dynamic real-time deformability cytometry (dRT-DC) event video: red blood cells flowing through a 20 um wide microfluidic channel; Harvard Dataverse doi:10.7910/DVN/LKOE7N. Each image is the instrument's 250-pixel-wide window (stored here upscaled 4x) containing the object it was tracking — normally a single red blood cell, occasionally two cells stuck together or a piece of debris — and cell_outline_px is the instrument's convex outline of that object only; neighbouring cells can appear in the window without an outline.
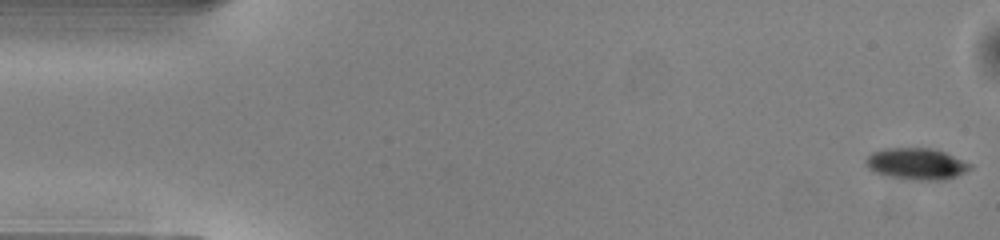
{"species": "common noctule bat (a hibernating species)", "species_latin": "Nyctalus noctula", "temperature_condition": "warm", "stored_images_in_passage": 50, "camera_frame_rate_fps": 3000, "um_per_image_px": 0.085, "animal": {"sex": "male", "body_mass_g": 13.0, "forearm_length_mm": 53.1}, "frame": {"image": 1, "passage_image": 1, "time_ms": 0.0, "image_size_px": [1000, 240], "cell_outline_px": [[972, 168], [956, 176], [944, 180], [920, 180], [888, 176], [876, 172], [868, 168], [864, 160], [872, 152], [884, 148], [932, 148], [944, 152], [972, 164]], "centroid_in_image_um": [77.89, 13.92], "position_along_channel_um": 7.1, "area_um2": 19.02}}
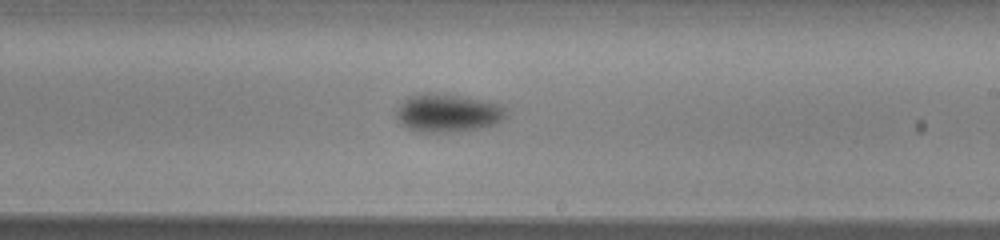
{"frame": {"image": 2, "passage_image": 29, "time_ms": 9.333, "image_size_px": [1000, 240], "cell_outline_px": [[508, 116], [504, 120], [496, 124], [484, 128], [456, 132], [420, 132], [408, 128], [400, 124], [396, 116], [396, 108], [408, 96], [424, 92], [436, 92], [460, 96], [500, 104], [508, 112]], "centroid_in_image_um": [38.07, 9.61], "position_along_channel_um": 250.9, "area_um2": 24.91}}
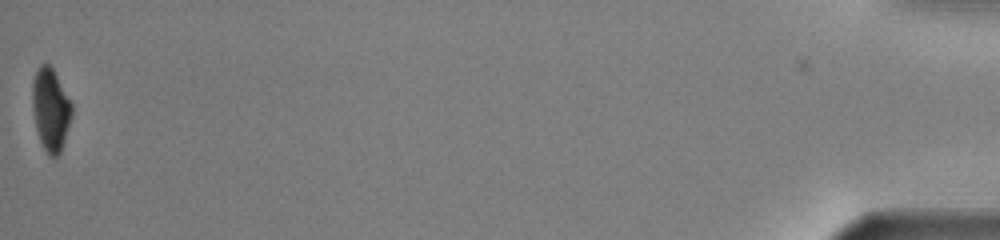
{"frame": {"image": 3, "passage_image": 50, "time_ms": 16.333, "image_size_px": [1000, 240], "cell_outline_px": [[72, 116], [60, 152], [56, 156], [48, 156], [40, 140], [36, 128], [32, 108], [32, 80], [40, 64], [48, 64], [52, 68], [72, 104]], "centroid_in_image_um": [4.29, 9.31], "position_along_channel_um": 430.9, "area_um2": 18.73}, "authors_computed_cell_mechanics": {"area_um2": 21.7617, "velocity_mm_per_s": 4.0989, "shape_relaxation_time_tau1_ms": 2.0449, "shape_relaxation_time_tau2_ms": null, "deformation_change_tau1": 0.1231, "deformation_change_tau2": null}}